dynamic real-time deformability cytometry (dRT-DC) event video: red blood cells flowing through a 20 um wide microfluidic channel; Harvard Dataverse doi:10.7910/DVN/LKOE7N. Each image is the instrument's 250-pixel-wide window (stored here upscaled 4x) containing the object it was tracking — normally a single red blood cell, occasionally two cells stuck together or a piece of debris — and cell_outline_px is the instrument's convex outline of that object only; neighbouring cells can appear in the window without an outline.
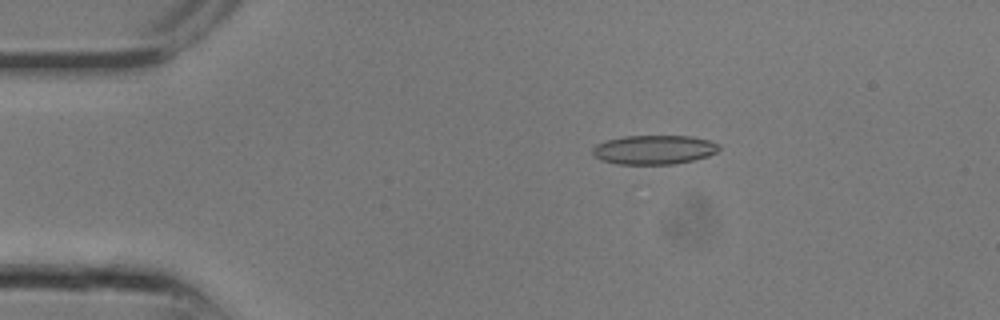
{"species": "common noctule bat (a hibernating species)", "species_latin": "Nyctalus noctula", "temperature_condition": "room temperature", "stored_images_in_passage": 6, "camera_frame_rate_fps": 3000, "um_per_image_px": 0.085, "animal": {"sex": "male", "body_mass_g": 13.3}, "frame": {"image": 1, "passage_image": 3, "time_ms": 0.667, "image_size_px": [1000, 320], "cell_outline_px": [[720, 148], [716, 152], [708, 156], [676, 164], [616, 164], [600, 160], [592, 156], [592, 148], [596, 144], [608, 140], [624, 136], [692, 136], [708, 140], [720, 144]], "centroid_in_image_um": [55.57, 12.73], "position_along_channel_um": 29.4, "area_um2": 21.62}}